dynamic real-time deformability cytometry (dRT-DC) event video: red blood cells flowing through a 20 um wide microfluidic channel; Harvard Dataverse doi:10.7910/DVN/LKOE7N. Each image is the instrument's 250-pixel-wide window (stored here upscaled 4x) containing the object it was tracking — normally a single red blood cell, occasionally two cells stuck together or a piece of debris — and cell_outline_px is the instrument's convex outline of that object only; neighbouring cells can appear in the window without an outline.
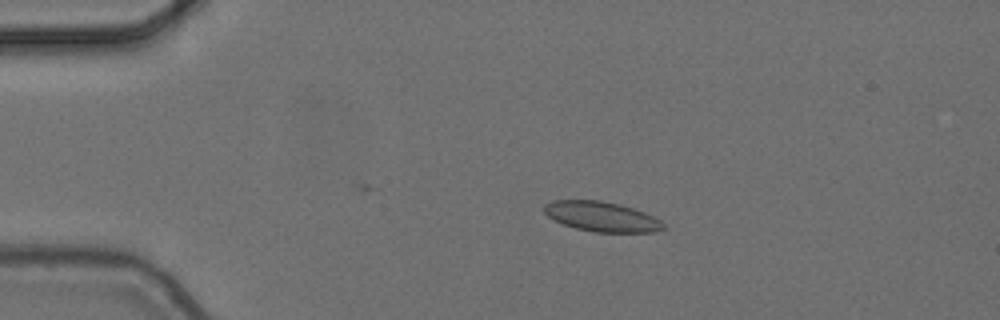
{"species": "common noctule bat (a hibernating species)", "species_latin": "Nyctalus noctula", "temperature_condition": "cold", "stored_images_in_passage": 5, "camera_frame_rate_fps": 3000, "um_per_image_px": 0.085, "animal": {"sex": "female", "body_mass_g": 24.6, "forearm_length_mm": 56.2}, "frame": {"image": 1, "passage_image": 4, "time_ms": 1.0, "image_size_px": [1000, 320], "cell_outline_px": [[664, 228], [656, 232], [596, 232], [576, 228], [564, 224], [548, 216], [544, 212], [544, 204], [552, 200], [600, 200], [620, 204], [644, 212], [660, 220], [664, 224]], "centroid_in_image_um": [51.14, 18.4], "position_along_channel_um": 33.9, "area_um2": 20.63}}